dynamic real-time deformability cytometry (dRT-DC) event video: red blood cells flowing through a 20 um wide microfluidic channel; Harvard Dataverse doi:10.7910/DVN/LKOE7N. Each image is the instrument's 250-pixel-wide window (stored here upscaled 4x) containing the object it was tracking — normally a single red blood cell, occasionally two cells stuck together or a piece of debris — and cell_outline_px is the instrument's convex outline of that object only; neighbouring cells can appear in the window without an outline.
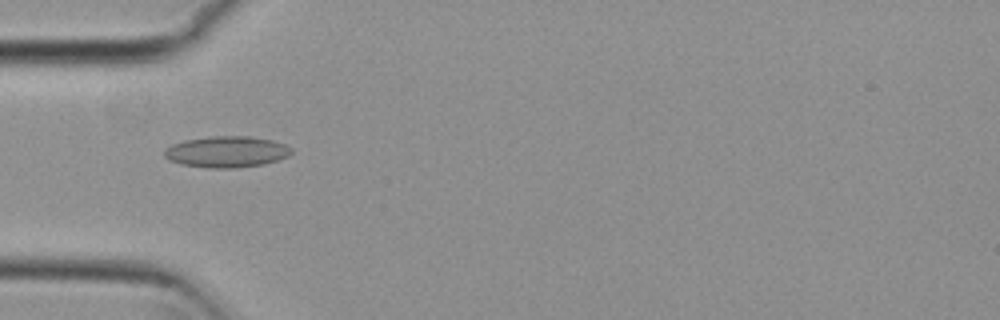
{"species": "common noctule bat (a hibernating species)", "species_latin": "Nyctalus noctula", "temperature_condition": "cold", "stored_images_in_passage": 53, "camera_frame_rate_fps": 3000, "um_per_image_px": 0.085, "animal": {"sex": "female", "body_mass_g": 29.2, "forearm_length_mm": 56.3}, "frame": {"image": 1, "passage_image": 16, "time_ms": 5.0, "image_size_px": [1000, 320], "cell_outline_px": [[292, 152], [288, 156], [264, 164], [232, 168], [208, 168], [180, 164], [168, 160], [164, 156], [164, 148], [172, 144], [184, 140], [212, 136], [252, 136], [272, 140], [284, 144], [292, 148]], "centroid_in_image_um": [19.23, 12.9], "position_along_channel_um": 65.8, "area_um2": 23.24}}
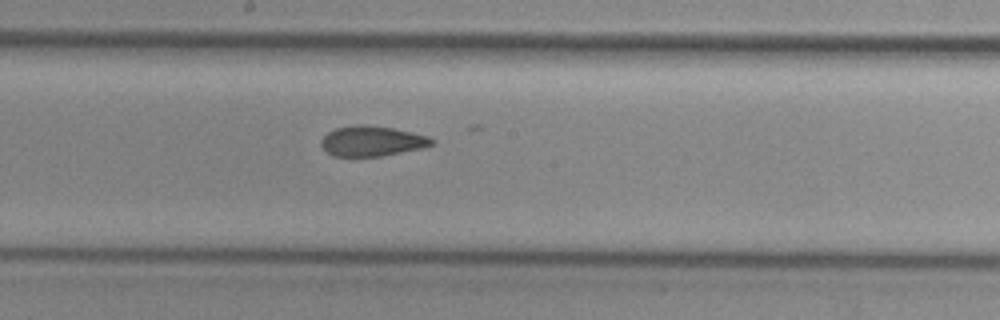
{"frame": {"image": 2, "passage_image": 28, "time_ms": 9.0, "image_size_px": [1000, 320], "cell_outline_px": [[436, 144], [424, 148], [380, 156], [332, 156], [320, 144], [320, 140], [328, 132], [336, 128], [356, 124], [364, 124], [392, 128], [412, 132], [428, 136], [436, 140]], "centroid_in_image_um": [31.65, 11.99], "position_along_channel_um": 216.5, "area_um2": 19.59}}
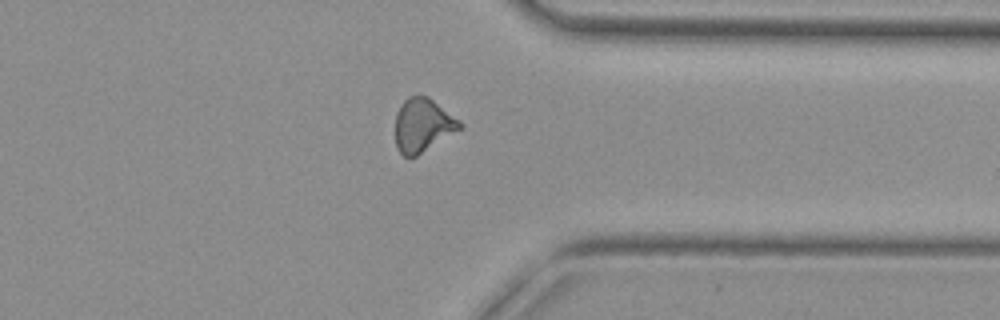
{"frame": {"image": 3, "passage_image": 41, "time_ms": 13.333, "image_size_px": [1000, 320], "cell_outline_px": [[464, 128], [416, 156], [404, 156], [396, 148], [396, 112], [400, 104], [408, 96], [420, 92], [428, 96], [460, 120], [464, 124]], "centroid_in_image_um": [35.96, 10.6], "position_along_channel_um": 375.4, "area_um2": 20.58}, "authors_computed_cell_mechanics": {"area_um2": 20.2878, "velocity_mm_per_s": 3.7732, "shape_relaxation_time_tau1_ms": null, "shape_relaxation_time_tau2_ms": 3.0212, "deformation_change_tau1": null, "deformation_change_tau2": 0.0902}}